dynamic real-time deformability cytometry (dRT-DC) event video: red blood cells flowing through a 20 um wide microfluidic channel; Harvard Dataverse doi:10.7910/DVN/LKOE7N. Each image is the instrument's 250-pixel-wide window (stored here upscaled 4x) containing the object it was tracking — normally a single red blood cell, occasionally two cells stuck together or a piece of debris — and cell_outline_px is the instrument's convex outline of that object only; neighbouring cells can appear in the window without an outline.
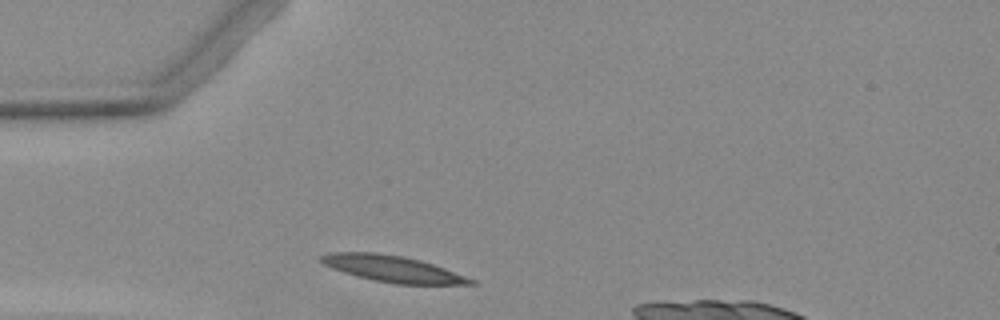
{"species": "Egyptian fruit bat (a non-hibernating species)", "species_latin": "Rousettus aegyptiacus", "temperature_condition": "warm", "stored_images_in_passage": 1, "camera_frame_rate_fps": 3000, "um_per_image_px": 0.085, "animal": {"sex": "female"}, "frame": {"image": 1, "passage_image": 1, "time_ms": 0.0, "image_size_px": [1000, 320], "cell_outline_px": [[476, 284], [396, 284], [372, 280], [356, 276], [332, 268], [324, 264], [320, 260], [320, 256], [332, 252], [376, 252], [404, 256], [420, 260], [444, 268], [476, 280]], "centroid_in_image_um": [33.36, 22.84], "position_along_channel_um": 51.6, "area_um2": 22.83}}